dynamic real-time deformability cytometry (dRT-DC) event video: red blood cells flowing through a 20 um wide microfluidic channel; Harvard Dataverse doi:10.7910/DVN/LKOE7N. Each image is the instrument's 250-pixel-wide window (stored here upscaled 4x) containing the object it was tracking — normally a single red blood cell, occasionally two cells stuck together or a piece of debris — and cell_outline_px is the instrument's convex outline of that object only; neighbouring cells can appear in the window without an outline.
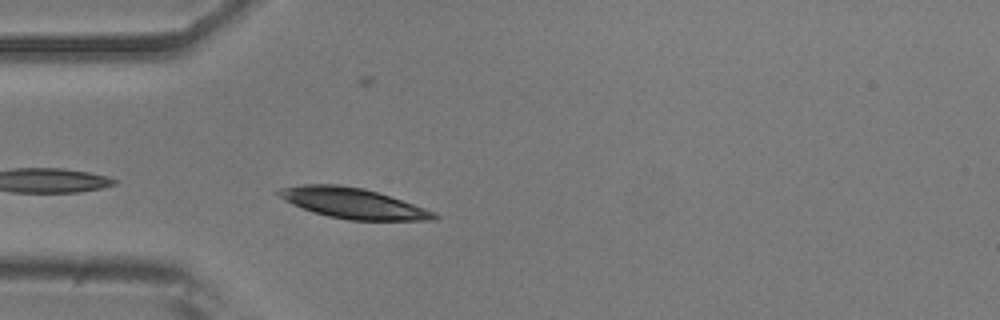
{"species": "common noctule bat (a hibernating species)", "species_latin": "Nyctalus noctula", "temperature_condition": "room temperature", "stored_images_in_passage": 4, "camera_frame_rate_fps": 3000, "um_per_image_px": 0.085, "animal": {"sex": "male", "body_mass_g": 20.5, "forearm_length_mm": 52.5}, "frame": {"image": 1, "passage_image": 2, "time_ms": 0.333, "image_size_px": [1000, 320], "cell_outline_px": [[440, 216], [436, 220], [348, 220], [328, 216], [292, 204], [276, 196], [272, 192], [280, 188], [304, 184], [340, 184], [364, 188], [436, 212]], "centroid_in_image_um": [29.95, 17.26], "position_along_channel_um": 55.1, "area_um2": 27.46}}